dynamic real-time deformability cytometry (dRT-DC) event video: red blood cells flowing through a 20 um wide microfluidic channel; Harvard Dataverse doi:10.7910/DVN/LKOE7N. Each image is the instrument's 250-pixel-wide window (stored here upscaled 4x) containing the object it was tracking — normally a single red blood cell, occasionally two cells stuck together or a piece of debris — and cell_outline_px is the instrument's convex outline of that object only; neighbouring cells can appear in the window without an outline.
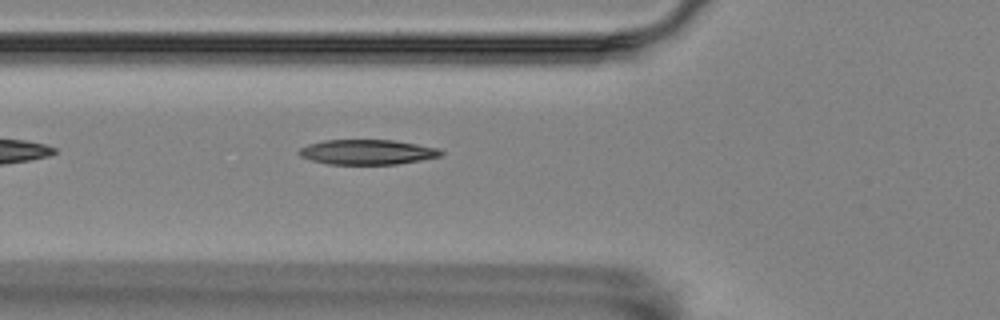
{"species": "Egyptian fruit bat (a non-hibernating species)", "species_latin": "Rousettus aegyptiacus", "temperature_condition": "room temperature", "stored_images_in_passage": 26, "camera_frame_rate_fps": 3000, "um_per_image_px": 0.085, "animal": {"sex": "female"}, "frame": {"image": 1, "passage_image": 5, "time_ms": 1.333, "image_size_px": [1000, 320], "cell_outline_px": [[444, 152], [440, 156], [420, 160], [396, 164], [328, 164], [312, 160], [300, 156], [296, 152], [300, 148], [308, 144], [324, 140], [392, 140], [440, 148]], "centroid_in_image_um": [31.2, 12.92], "position_along_channel_um": 94.6, "area_um2": 20.58}}
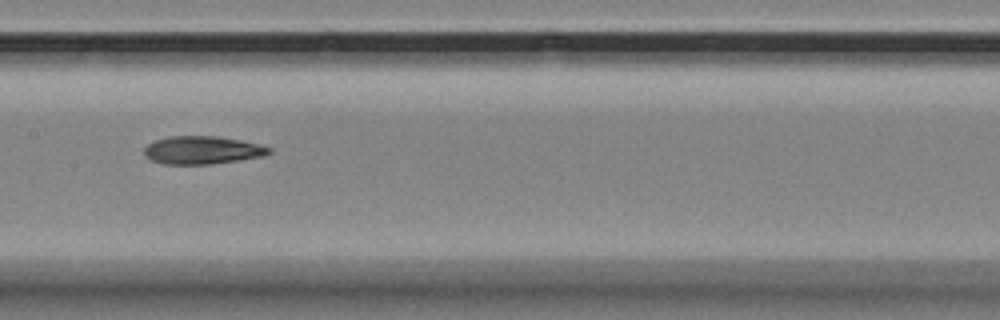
{"frame": {"image": 2, "passage_image": 13, "time_ms": 4.0, "image_size_px": [1000, 320], "cell_outline_px": [[272, 152], [264, 156], [240, 160], [208, 164], [164, 164], [148, 160], [144, 156], [144, 148], [148, 144], [156, 140], [168, 136], [220, 136], [260, 144], [272, 148]], "centroid_in_image_um": [17.19, 12.76], "position_along_channel_um": 190.2, "area_um2": 20.58}}
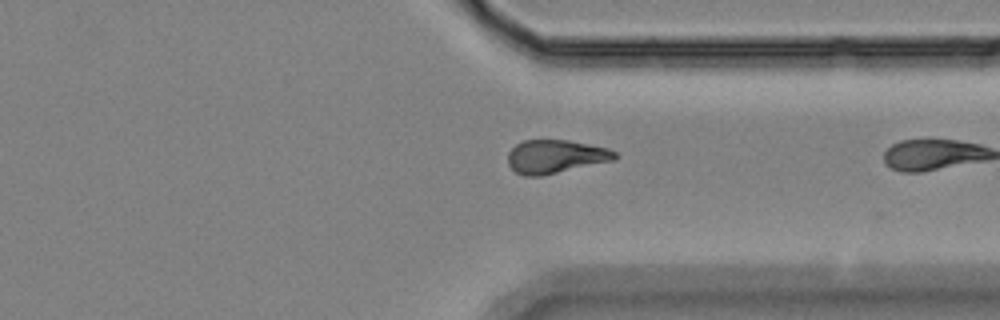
{"frame": {"image": 3, "passage_image": 25, "time_ms": 8.0, "image_size_px": [1000, 320], "cell_outline_px": [[616, 160], [540, 176], [524, 176], [516, 172], [508, 164], [508, 152], [516, 144], [524, 140], [568, 140], [608, 148], [616, 152]], "centroid_in_image_um": [47.21, 13.31], "position_along_channel_um": 364.2, "area_um2": 20.81}}